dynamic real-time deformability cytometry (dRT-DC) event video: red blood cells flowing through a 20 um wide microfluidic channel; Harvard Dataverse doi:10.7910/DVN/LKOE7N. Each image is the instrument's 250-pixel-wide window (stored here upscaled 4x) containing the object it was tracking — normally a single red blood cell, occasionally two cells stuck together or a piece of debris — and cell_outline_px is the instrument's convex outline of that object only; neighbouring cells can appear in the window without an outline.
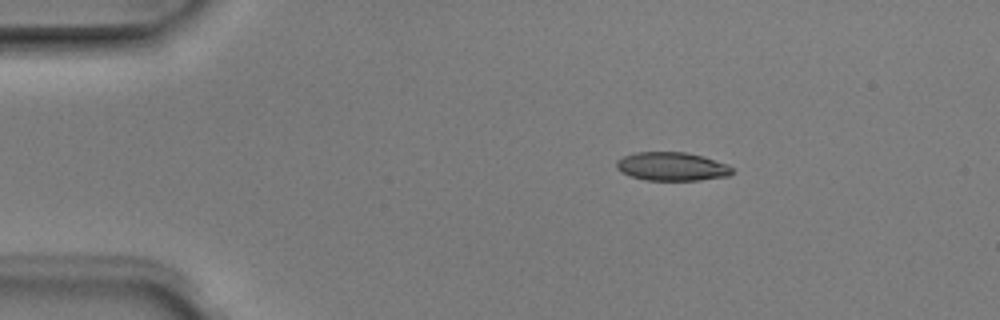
{"species": "Egyptian fruit bat (a non-hibernating species)", "species_latin": "Rousettus aegyptiacus", "temperature_condition": "room temperature", "stored_images_in_passage": 4, "camera_frame_rate_fps": 3000, "um_per_image_px": 0.085, "animal": {"sex": "male"}, "frame": {"image": 1, "passage_image": 1, "time_ms": 0.0, "image_size_px": [1000, 320], "cell_outline_px": [[736, 172], [728, 176], [700, 180], [644, 180], [632, 176], [616, 168], [616, 160], [624, 156], [636, 152], [688, 152], [704, 156], [728, 164]], "centroid_in_image_um": [57.16, 14.14], "position_along_channel_um": 27.8, "area_um2": 19.36}}
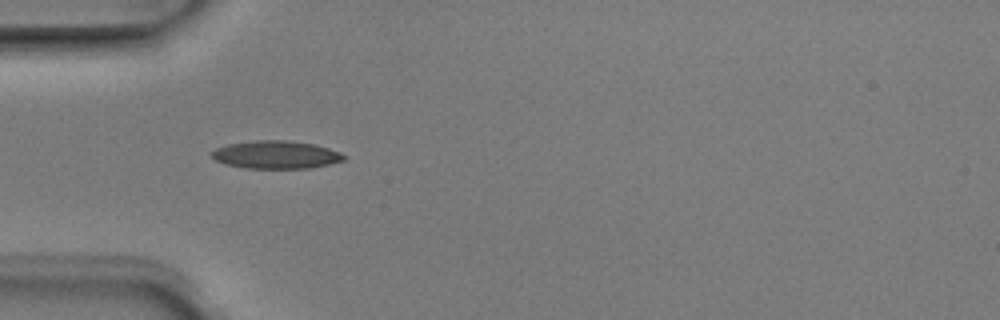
{"frame": {"image": 2, "passage_image": 3, "time_ms": 0.667, "image_size_px": [1000, 320], "cell_outline_px": [[344, 160], [312, 168], [244, 168], [224, 164], [216, 160], [208, 152], [216, 148], [228, 144], [256, 140], [284, 140], [316, 144], [340, 152], [344, 156]], "centroid_in_image_um": [23.42, 13.15], "position_along_channel_um": 61.6, "area_um2": 21.5}}
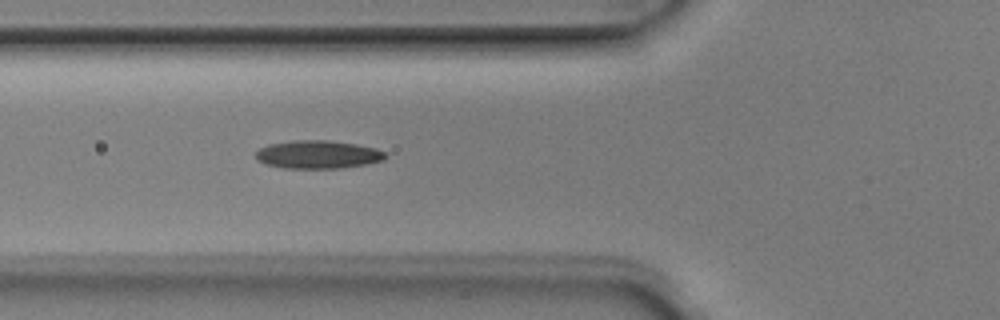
{"frame": {"image": 3, "passage_image": 4, "time_ms": 1.0, "image_size_px": [1000, 320], "cell_outline_px": [[388, 156], [384, 160], [364, 164], [340, 168], [284, 168], [264, 164], [256, 160], [256, 152], [260, 148], [268, 144], [292, 140], [328, 140], [356, 144], [376, 148], [388, 152]], "centroid_in_image_um": [27.03, 13.13], "position_along_channel_um": 98.8, "area_um2": 21.44}}